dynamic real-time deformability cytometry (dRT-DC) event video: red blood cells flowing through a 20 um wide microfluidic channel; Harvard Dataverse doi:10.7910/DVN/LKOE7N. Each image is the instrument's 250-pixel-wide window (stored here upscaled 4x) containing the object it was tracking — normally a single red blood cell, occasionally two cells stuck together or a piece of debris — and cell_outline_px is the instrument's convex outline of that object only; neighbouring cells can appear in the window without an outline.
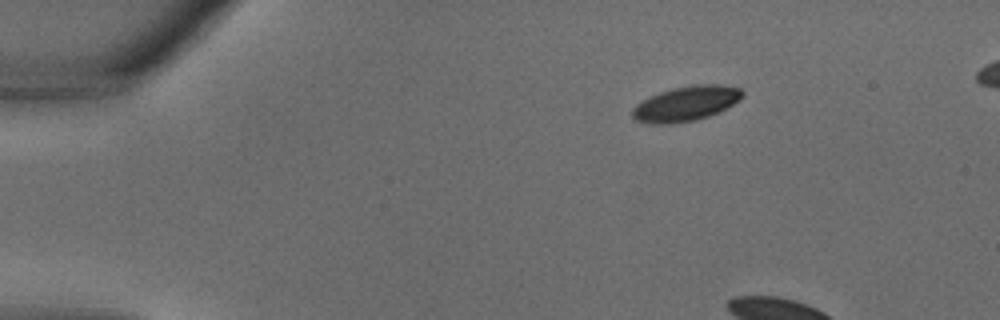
{"species": "common noctule bat (a hibernating species)", "species_latin": "Nyctalus noctula", "temperature_condition": "warm", "stored_images_in_passage": 4, "camera_frame_rate_fps": 3000, "um_per_image_px": 0.085, "animal": {"sex": "male", "body_mass_g": 18.8}, "frame": {"image": 1, "passage_image": 1, "time_ms": 0.0, "image_size_px": [1000, 320], "cell_outline_px": [[744, 96], [740, 100], [708, 116], [696, 120], [672, 124], [648, 124], [636, 120], [632, 116], [632, 108], [636, 104], [648, 96], [672, 88], [692, 84], [720, 84], [740, 88], [744, 92]], "centroid_in_image_um": [58.28, 8.8], "position_along_channel_um": 26.7, "area_um2": 22.54}}